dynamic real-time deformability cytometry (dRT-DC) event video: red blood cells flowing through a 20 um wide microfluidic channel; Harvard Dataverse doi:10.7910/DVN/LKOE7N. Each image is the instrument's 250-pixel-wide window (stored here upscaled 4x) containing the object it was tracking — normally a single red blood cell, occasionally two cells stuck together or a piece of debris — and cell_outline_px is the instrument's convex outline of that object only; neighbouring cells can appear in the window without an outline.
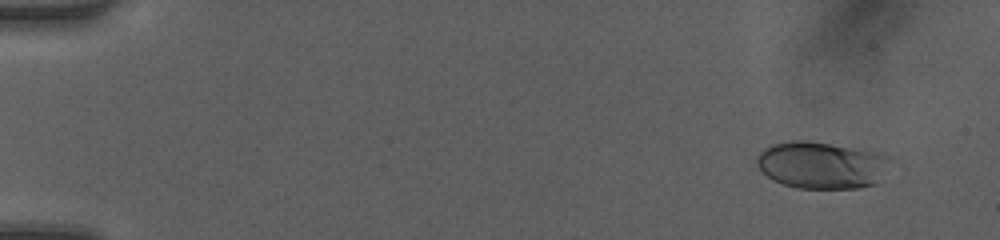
{"species": "human", "species_latin": "Homo sapiens", "temperature_condition": "room temperature", "stored_images_in_passage": 49, "camera_frame_rate_fps": 3000, "um_per_image_px": 0.085, "donor": {"sex": "female"}, "frame": {"image": 1, "passage_image": 4, "time_ms": 1.0, "image_size_px": [1000, 240], "cell_outline_px": [[888, 156], [876, 184], [860, 188], [796, 188], [772, 180], [756, 164], [756, 156], [764, 148], [772, 144], [792, 140], [800, 140], [828, 144], [880, 152]], "centroid_in_image_um": [69.75, 14.03], "position_along_channel_um": 15.3, "area_um2": 35.89}}
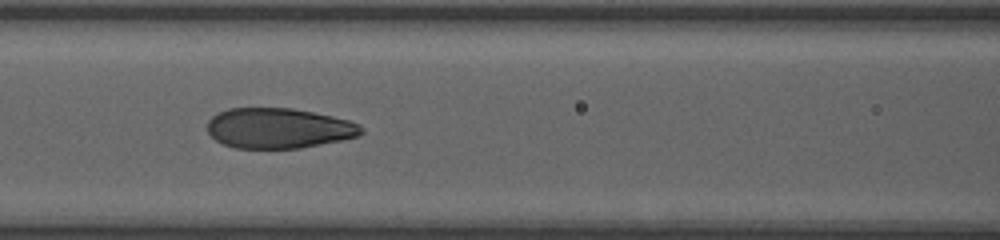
{"frame": {"image": 2, "passage_image": 23, "time_ms": 7.333, "image_size_px": [1000, 240], "cell_outline_px": [[364, 132], [356, 136], [340, 140], [300, 148], [236, 148], [224, 144], [216, 140], [208, 132], [208, 120], [212, 116], [228, 108], [292, 108], [332, 116], [348, 120], [360, 124], [364, 128]], "centroid_in_image_um": [23.69, 10.89], "position_along_channel_um": 142.9, "area_um2": 35.95}}
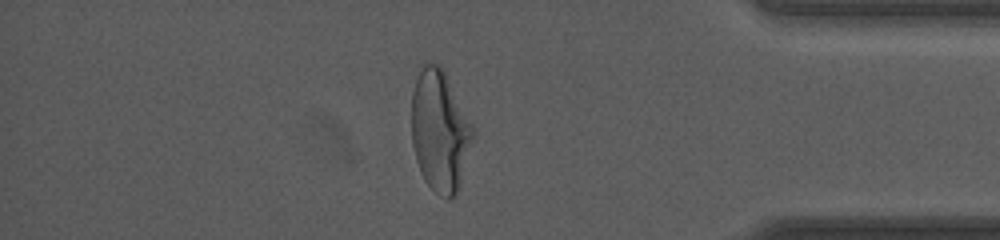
{"frame": {"image": 3, "passage_image": 43, "time_ms": 14.0, "image_size_px": [1000, 240], "cell_outline_px": [[472, 140], [460, 188], [456, 196], [452, 200], [448, 200], [436, 192], [424, 180], [420, 172], [416, 160], [412, 144], [412, 92], [420, 64], [440, 64], [472, 124]], "centroid_in_image_um": [37.37, 11.16], "position_along_channel_um": 397.8, "area_um2": 43.18}, "authors_computed_cell_mechanics": {"area_um2": 37.3388, "velocity_mm_per_s": 4.2043, "shape_relaxation_time_tau1_ms": 3.685, "shape_relaxation_time_tau2_ms": null, "deformation_change_tau1": 0.1836, "deformation_change_tau2": null}}